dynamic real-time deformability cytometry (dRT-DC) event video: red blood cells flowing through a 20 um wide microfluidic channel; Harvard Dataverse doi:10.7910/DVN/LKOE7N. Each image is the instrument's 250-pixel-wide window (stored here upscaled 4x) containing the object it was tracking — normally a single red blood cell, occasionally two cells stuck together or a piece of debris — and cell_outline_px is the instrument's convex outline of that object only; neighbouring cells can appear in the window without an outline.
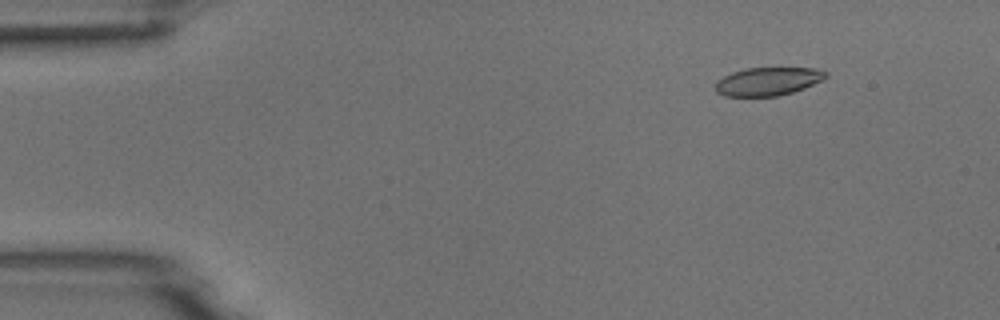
{"species": "common noctule bat (a hibernating species)", "species_latin": "Nyctalus noctula", "temperature_condition": "room temperature", "stored_images_in_passage": 5, "camera_frame_rate_fps": 3000, "um_per_image_px": 0.085, "animal": {"sex": "male", "body_mass_g": 18.8}, "frame": {"image": 1, "passage_image": 2, "time_ms": 1.0, "image_size_px": [1000, 320], "cell_outline_px": [[828, 76], [824, 80], [804, 88], [792, 92], [776, 96], [724, 96], [716, 92], [716, 80], [732, 72], [744, 68], [816, 68], [828, 72]], "centroid_in_image_um": [65.29, 6.91], "position_along_channel_um": 19.7, "area_um2": 18.26}}
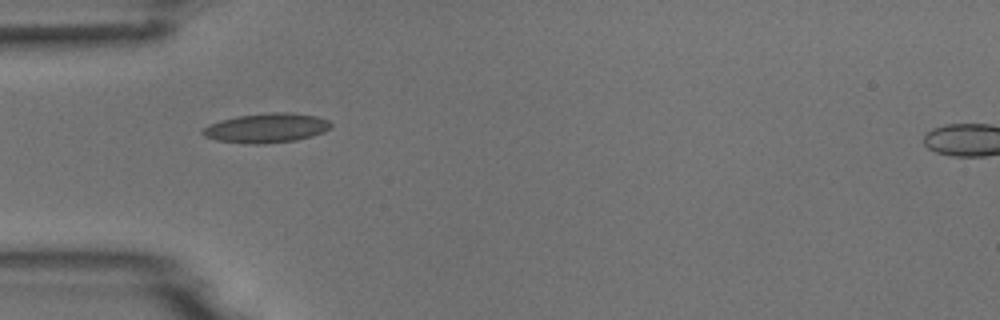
{"frame": {"image": 2, "passage_image": 4, "time_ms": 4.333, "image_size_px": [1000, 320], "cell_outline_px": [[332, 128], [324, 132], [312, 136], [296, 140], [264, 144], [252, 144], [216, 140], [204, 136], [200, 132], [208, 124], [220, 120], [236, 116], [272, 112], [288, 112], [316, 116], [328, 120], [332, 124]], "centroid_in_image_um": [22.65, 10.88], "position_along_channel_um": 62.3, "area_um2": 22.14}}